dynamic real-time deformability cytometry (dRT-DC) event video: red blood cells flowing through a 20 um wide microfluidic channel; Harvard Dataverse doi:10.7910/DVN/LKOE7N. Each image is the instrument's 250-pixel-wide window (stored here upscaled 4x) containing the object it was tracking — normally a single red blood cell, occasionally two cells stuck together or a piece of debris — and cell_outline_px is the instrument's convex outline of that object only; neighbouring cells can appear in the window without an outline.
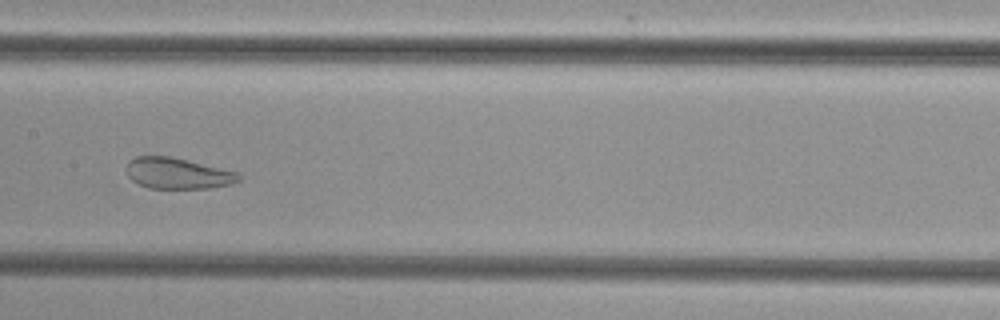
{"species": "common noctule bat (a hibernating species)", "species_latin": "Nyctalus noctula", "temperature_condition": "cold", "stored_images_in_passage": 36, "camera_frame_rate_fps": 3000, "um_per_image_px": 0.085, "animal": {"sex": "female", "body_mass_g": 29.2, "forearm_length_mm": 56.3}, "frame": {"image": 1, "passage_image": 13, "time_ms": 4.0, "image_size_px": [1000, 320], "cell_outline_px": [[240, 180], [232, 184], [208, 188], [148, 188], [132, 180], [128, 176], [128, 164], [136, 156], [168, 156], [188, 160], [236, 172], [240, 176]], "centroid_in_image_um": [15.11, 14.74], "position_along_channel_um": 192.3, "area_um2": 19.94}}
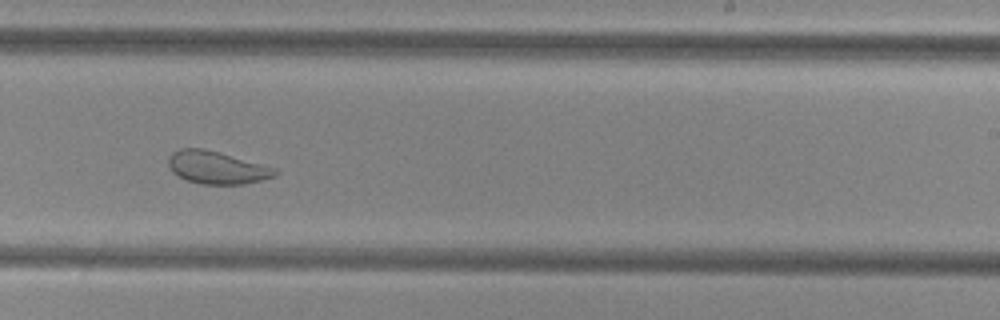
{"frame": {"image": 2, "passage_image": 19, "time_ms": 6.0, "image_size_px": [1000, 320], "cell_outline_px": [[280, 172], [276, 176], [244, 184], [200, 184], [188, 180], [172, 172], [168, 164], [168, 156], [172, 152], [180, 148], [204, 148], [220, 152], [276, 168]], "centroid_in_image_um": [18.43, 14.23], "position_along_channel_um": 270.6, "area_um2": 20.35}}
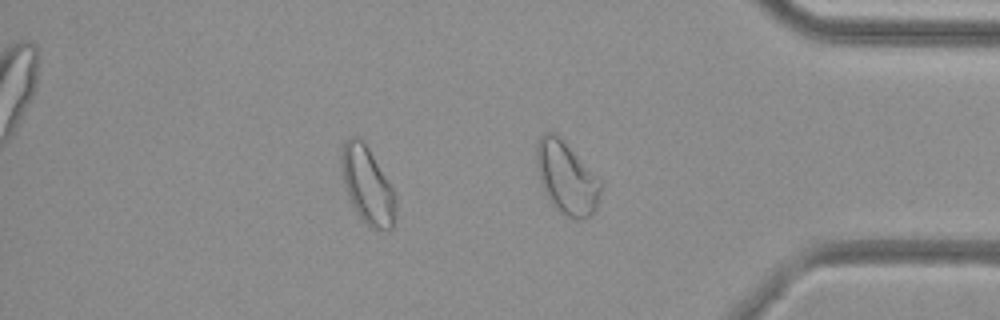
{"frame": {"image": 3, "passage_image": 29, "time_ms": 9.333, "image_size_px": [1000, 320], "cell_outline_px": [[396, 216], [392, 228], [388, 232], [384, 232], [372, 228], [356, 212], [348, 196], [344, 184], [340, 168], [340, 156], [344, 140], [348, 136], [356, 136], [368, 148], [396, 192]], "centroid_in_image_um": [31.24, 15.77], "position_along_channel_um": 404.0, "area_um2": 24.68}}